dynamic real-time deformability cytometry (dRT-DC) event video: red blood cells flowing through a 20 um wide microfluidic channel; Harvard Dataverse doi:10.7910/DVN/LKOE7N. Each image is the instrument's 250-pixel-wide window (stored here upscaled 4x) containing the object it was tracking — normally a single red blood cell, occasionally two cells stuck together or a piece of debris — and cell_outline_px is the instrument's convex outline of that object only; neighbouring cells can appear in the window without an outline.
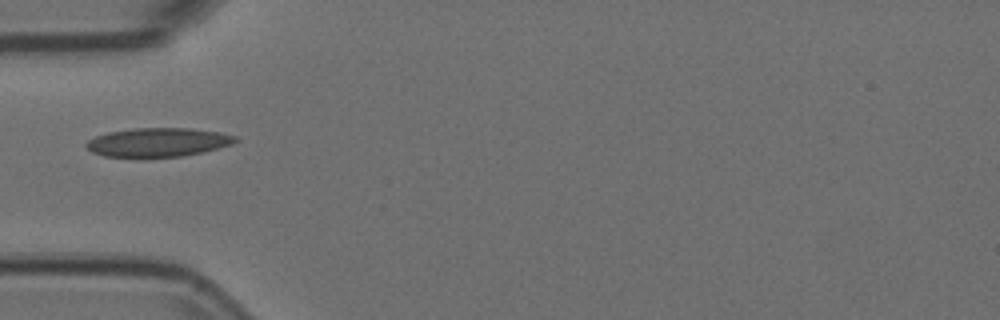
{"species": "Egyptian fruit bat (a non-hibernating species)", "species_latin": "Rousettus aegyptiacus", "temperature_condition": "room temperature", "stored_images_in_passage": 15, "camera_frame_rate_fps": 3000, "um_per_image_px": 0.085, "animal": {"sex": "female"}, "frame": {"image": 1, "passage_image": 1, "time_ms": 0.0, "image_size_px": [1000, 320], "cell_outline_px": [[236, 140], [232, 144], [204, 152], [184, 156], [144, 160], [104, 156], [92, 152], [84, 144], [88, 140], [96, 136], [108, 132], [136, 128], [192, 128], [220, 132], [236, 136]], "centroid_in_image_um": [13.39, 12.14], "position_along_channel_um": 71.6, "area_um2": 25.95}}
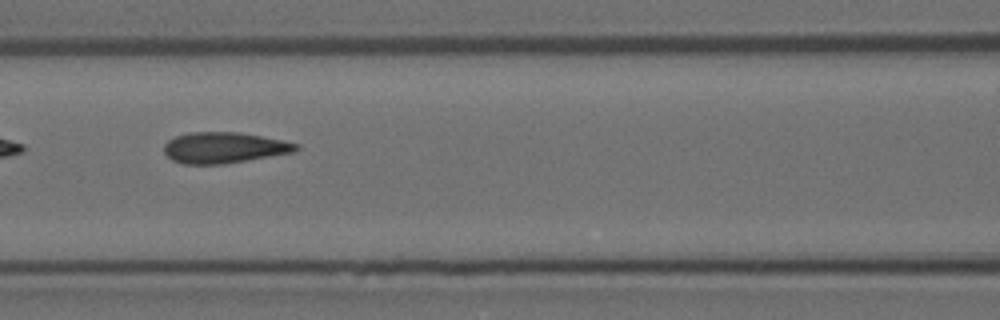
{"frame": {"image": 2, "passage_image": 7, "time_ms": 2.0, "image_size_px": [1000, 320], "cell_outline_px": [[300, 148], [296, 152], [224, 164], [184, 164], [172, 160], [164, 152], [164, 144], [168, 140], [176, 136], [188, 132], [240, 132], [284, 140], [300, 144]], "centroid_in_image_um": [19.08, 12.55], "position_along_channel_um": 147.5, "area_um2": 24.04}}